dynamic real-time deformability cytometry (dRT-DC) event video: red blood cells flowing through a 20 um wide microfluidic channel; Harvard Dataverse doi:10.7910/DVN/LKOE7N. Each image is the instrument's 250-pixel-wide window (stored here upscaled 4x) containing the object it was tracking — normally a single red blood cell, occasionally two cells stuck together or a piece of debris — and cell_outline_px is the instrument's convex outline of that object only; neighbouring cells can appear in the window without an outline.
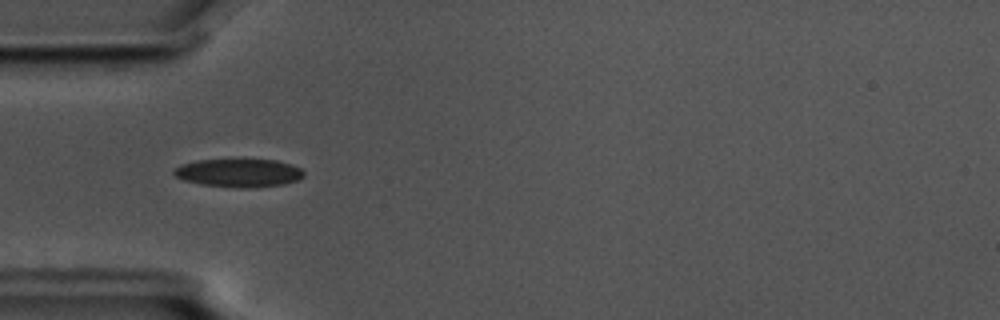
{"species": "common noctule bat (a hibernating species)", "species_latin": "Nyctalus noctula", "temperature_condition": "cold", "stored_images_in_passage": 56, "camera_frame_rate_fps": 3000, "um_per_image_px": 0.085, "animal": {"sex": "male", "body_mass_g": 17.5, "forearm_length_mm": 52.3}, "frame": {"image": 1, "passage_image": 17, "time_ms": 5.333, "image_size_px": [1000, 320], "cell_outline_px": [[304, 176], [300, 180], [284, 184], [252, 188], [236, 188], [200, 184], [184, 180], [176, 176], [172, 172], [180, 164], [196, 160], [276, 160], [292, 164], [300, 168], [304, 172]], "centroid_in_image_um": [20.32, 14.71], "position_along_channel_um": 64.7, "area_um2": 21.5}, "authors_computed_cell_mechanics": {"area_um2": 20.7502, "velocity_mm_per_s": 3.5793, "shape_relaxation_time_tau1_ms": 2.9003, "shape_relaxation_time_tau2_ms": 4.4094, "deformation_change_tau1": 0.1265, "deformation_change_tau2": 0.122}}